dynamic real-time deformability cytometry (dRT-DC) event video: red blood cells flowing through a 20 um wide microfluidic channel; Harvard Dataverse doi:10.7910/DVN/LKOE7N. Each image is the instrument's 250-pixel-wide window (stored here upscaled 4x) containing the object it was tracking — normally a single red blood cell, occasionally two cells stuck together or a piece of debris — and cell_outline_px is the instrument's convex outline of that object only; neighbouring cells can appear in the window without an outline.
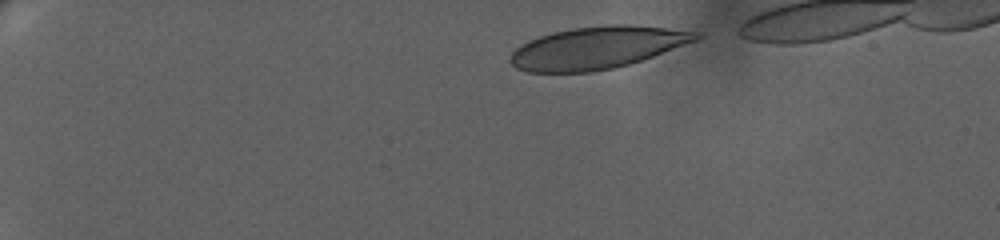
{"species": "human", "species_latin": "Homo sapiens", "temperature_condition": "warm", "stored_images_in_passage": 55, "camera_frame_rate_fps": 3000, "um_per_image_px": 0.085, "donor": {"sex": "female"}, "frame": {"image": 1, "passage_image": 4, "time_ms": 1.0, "image_size_px": [1000, 240], "cell_outline_px": [[704, 36], [696, 40], [652, 56], [628, 64], [612, 68], [592, 72], [528, 72], [516, 68], [508, 60], [508, 56], [520, 44], [528, 40], [552, 32], [572, 28], [604, 24], [632, 24], [700, 32]], "centroid_in_image_um": [50.71, 4.04], "position_along_channel_um": 34.3, "area_um2": 45.72}}
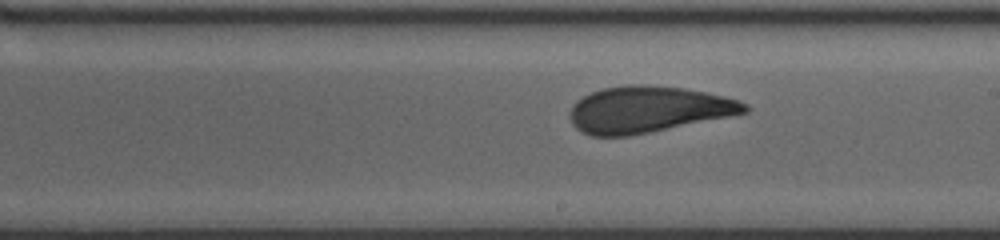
{"frame": {"image": 2, "passage_image": 32, "time_ms": 10.333, "image_size_px": [1000, 240], "cell_outline_px": [[752, 108], [748, 112], [628, 136], [592, 136], [580, 132], [572, 124], [568, 112], [572, 104], [576, 100], [600, 88], [628, 84], [640, 84], [684, 88], [724, 96], [740, 100], [748, 104]], "centroid_in_image_um": [55.04, 9.29], "position_along_channel_um": 234.0, "area_um2": 47.22}}
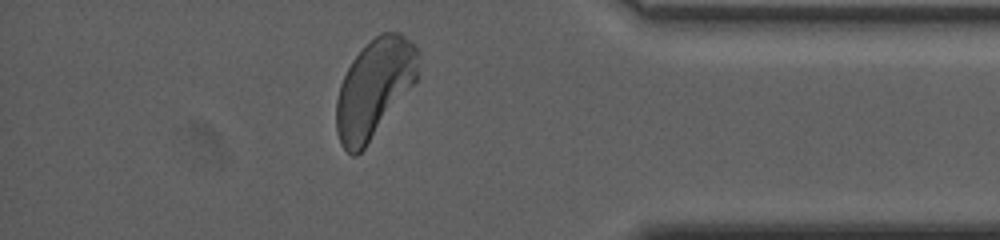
{"frame": {"image": 3, "passage_image": 49, "time_ms": 16.0, "image_size_px": [1000, 240], "cell_outline_px": [[420, 56], [416, 80], [364, 148], [356, 156], [352, 156], [340, 144], [336, 132], [336, 100], [340, 84], [352, 60], [380, 32], [400, 32], [420, 52]], "centroid_in_image_um": [31.8, 7.51], "position_along_channel_um": 403.4, "area_um2": 46.18}}